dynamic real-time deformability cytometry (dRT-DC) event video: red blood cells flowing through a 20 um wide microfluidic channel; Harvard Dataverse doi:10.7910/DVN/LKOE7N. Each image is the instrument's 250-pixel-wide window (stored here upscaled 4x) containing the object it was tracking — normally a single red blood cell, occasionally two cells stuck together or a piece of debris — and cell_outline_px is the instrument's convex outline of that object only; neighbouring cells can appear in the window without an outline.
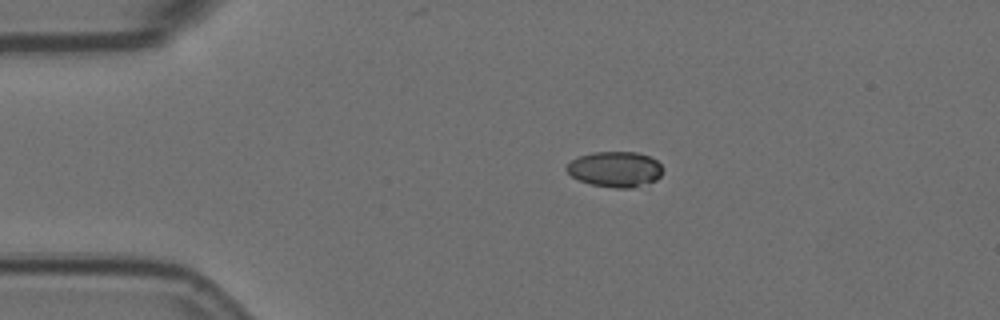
{"species": "Egyptian fruit bat (a non-hibernating species)", "species_latin": "Rousettus aegyptiacus", "temperature_condition": "room temperature", "stored_images_in_passage": 3, "camera_frame_rate_fps": 3000, "um_per_image_px": 0.085, "animal": {"sex": "female"}, "frame": {"image": 1, "passage_image": 1, "time_ms": 0.0, "image_size_px": [1000, 320], "cell_outline_px": [[664, 168], [660, 176], [656, 180], [632, 188], [612, 188], [592, 184], [580, 180], [572, 176], [564, 168], [572, 160], [580, 156], [592, 152], [636, 152], [648, 156], [656, 160]], "centroid_in_image_um": [52.3, 14.38], "position_along_channel_um": 32.7, "area_um2": 19.83}}
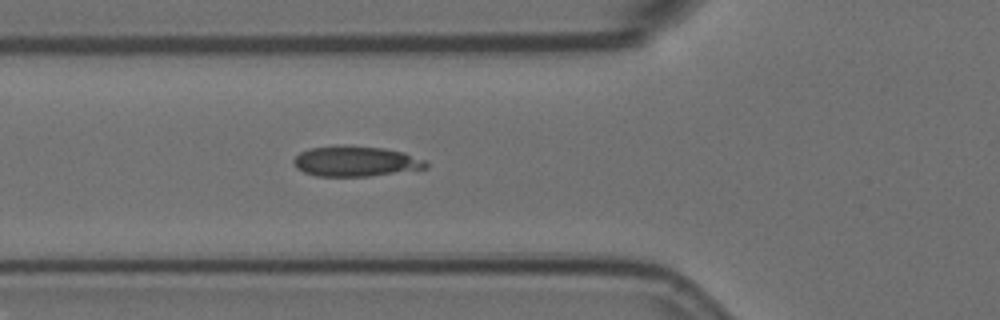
{"frame": {"image": 2, "passage_image": 3, "time_ms": 0.667, "image_size_px": [1000, 320], "cell_outline_px": [[428, 168], [368, 176], [316, 176], [304, 172], [296, 168], [292, 160], [300, 152], [308, 148], [384, 148], [404, 152], [424, 160], [428, 164]], "centroid_in_image_um": [30.24, 13.75], "position_along_channel_um": 95.6, "area_um2": 22.48}}